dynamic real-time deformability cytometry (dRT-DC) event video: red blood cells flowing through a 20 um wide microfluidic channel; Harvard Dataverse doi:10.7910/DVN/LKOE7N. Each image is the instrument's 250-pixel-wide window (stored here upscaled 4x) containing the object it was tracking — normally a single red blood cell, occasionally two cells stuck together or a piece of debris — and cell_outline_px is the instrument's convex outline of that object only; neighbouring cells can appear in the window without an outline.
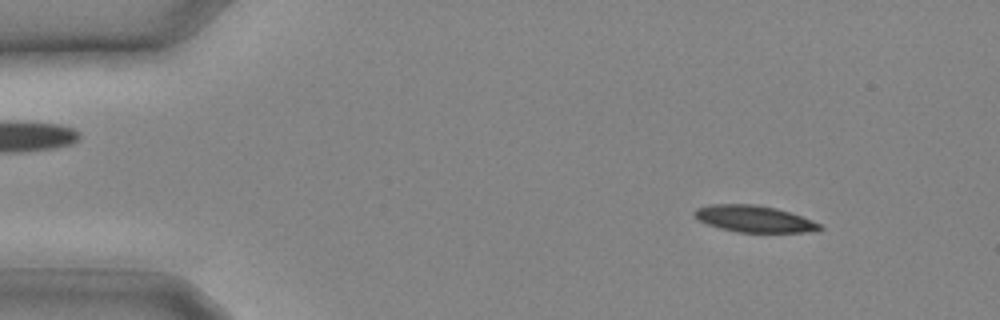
{"species": "common noctule bat (a hibernating species)", "species_latin": "Nyctalus noctula", "temperature_condition": "cold", "stored_images_in_passage": 19, "camera_frame_rate_fps": 3000, "um_per_image_px": 0.085, "animal": {"sex": "male", "body_mass_g": 20.4}, "frame": {"image": 1, "passage_image": 4, "time_ms": 1.0, "image_size_px": [1000, 320], "cell_outline_px": [[824, 228], [816, 232], [736, 232], [720, 228], [708, 224], [700, 220], [692, 212], [696, 208], [712, 204], [756, 204], [776, 208], [812, 220], [820, 224]], "centroid_in_image_um": [64.12, 18.6], "position_along_channel_um": 20.9, "area_um2": 19.36}}
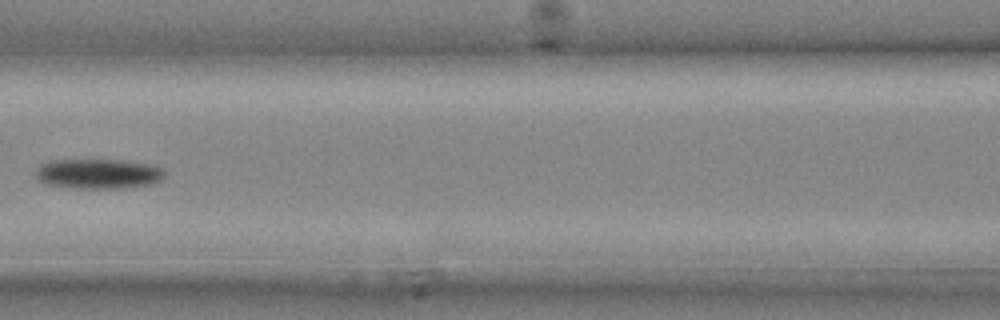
{"frame": {"image": 2, "passage_image": 13, "time_ms": 4.0, "image_size_px": [1000, 320], "cell_outline_px": [[164, 176], [160, 180], [152, 184], [124, 188], [72, 188], [48, 184], [40, 180], [36, 176], [36, 168], [40, 164], [48, 160], [120, 160], [152, 164], [160, 168], [164, 172]], "centroid_in_image_um": [8.34, 14.76], "position_along_channel_um": 158.3, "area_um2": 22.48}}
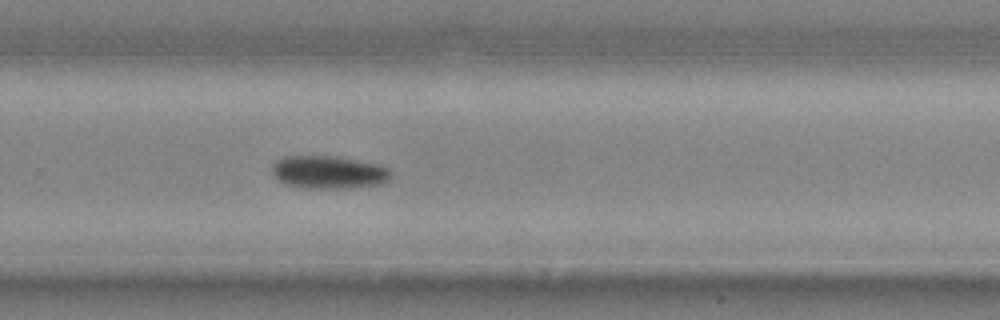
{"frame": {"image": 3, "passage_image": 19, "time_ms": 6.0, "image_size_px": [1000, 320], "cell_outline_px": [[392, 176], [384, 184], [352, 188], [304, 188], [284, 184], [272, 172], [272, 164], [280, 156], [344, 156], [380, 164], [388, 168], [392, 172]], "centroid_in_image_um": [27.99, 14.63], "position_along_channel_um": 301.8, "area_um2": 23.41}}